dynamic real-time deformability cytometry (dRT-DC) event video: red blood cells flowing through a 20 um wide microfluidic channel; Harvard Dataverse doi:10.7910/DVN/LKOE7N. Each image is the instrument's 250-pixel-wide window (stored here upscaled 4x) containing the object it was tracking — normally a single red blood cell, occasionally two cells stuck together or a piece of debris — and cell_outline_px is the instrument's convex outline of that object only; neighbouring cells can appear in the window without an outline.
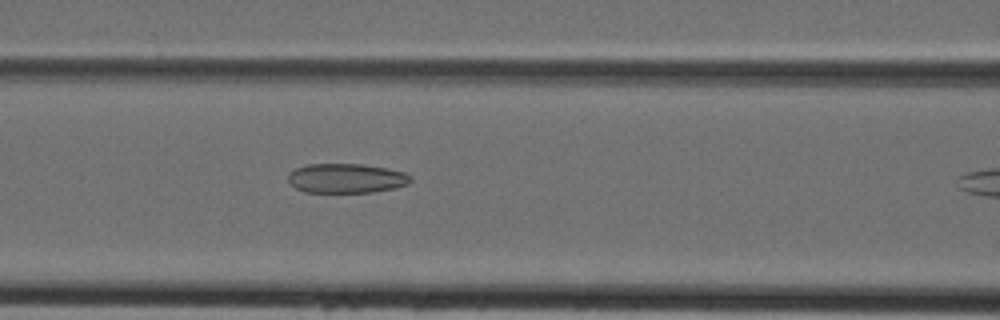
{"species": "Egyptian fruit bat (a non-hibernating species)", "species_latin": "Rousettus aegyptiacus", "temperature_condition": "cold", "stored_images_in_passage": 11, "camera_frame_rate_fps": 3000, "um_per_image_px": 0.085, "animal": {"sex": "female"}, "frame": {"image": 1, "passage_image": 10, "time_ms": 3.0, "image_size_px": [1000, 320], "cell_outline_px": [[412, 180], [408, 184], [396, 188], [372, 192], [304, 192], [296, 188], [288, 180], [288, 172], [296, 168], [308, 164], [360, 164], [388, 168], [404, 172], [412, 176]], "centroid_in_image_um": [29.45, 15.15], "position_along_channel_um": 137.1, "area_um2": 21.15}}